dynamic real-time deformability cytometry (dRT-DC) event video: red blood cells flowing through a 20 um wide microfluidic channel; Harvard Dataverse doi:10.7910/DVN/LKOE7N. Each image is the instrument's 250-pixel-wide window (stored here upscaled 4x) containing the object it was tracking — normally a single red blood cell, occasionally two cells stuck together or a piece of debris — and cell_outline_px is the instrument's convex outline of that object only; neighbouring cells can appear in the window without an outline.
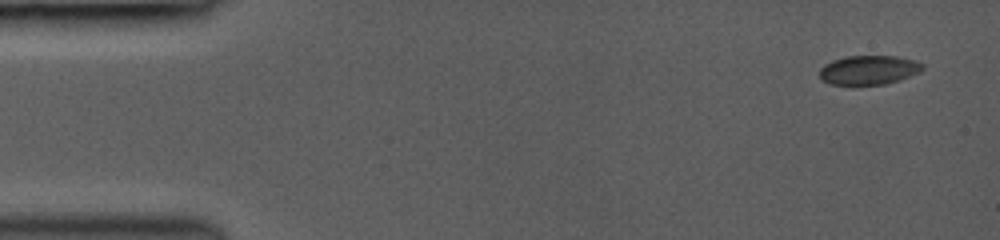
{"species": "common noctule bat (a hibernating species)", "species_latin": "Nyctalus noctula", "temperature_condition": "room temperature", "stored_images_in_passage": 4, "camera_frame_rate_fps": 3000, "um_per_image_px": 0.085, "animal": {"sex": "female", "body_mass_g": 19.0, "forearm_length_mm": 53.3}, "frame": {"image": 1, "passage_image": 1, "time_ms": 0.0, "image_size_px": [1000, 240], "cell_outline_px": [[924, 68], [920, 72], [900, 80], [884, 84], [832, 84], [820, 80], [820, 68], [824, 64], [832, 60], [844, 56], [896, 56], [916, 60], [924, 64]], "centroid_in_image_um": [73.86, 5.93], "position_along_channel_um": 11.1, "area_um2": 17.63}}
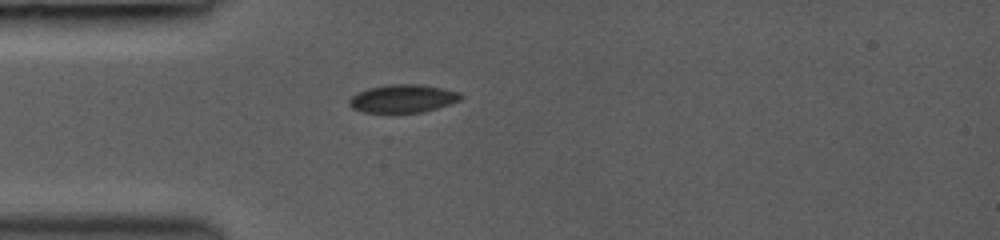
{"frame": {"image": 2, "passage_image": 4, "time_ms": 3.667, "image_size_px": [1000, 240], "cell_outline_px": [[464, 96], [460, 100], [436, 108], [420, 112], [364, 112], [352, 108], [348, 104], [348, 100], [352, 96], [368, 88], [388, 84], [420, 84], [444, 88], [460, 92]], "centroid_in_image_um": [34.25, 8.36], "position_along_channel_um": 50.7, "area_um2": 18.15}}